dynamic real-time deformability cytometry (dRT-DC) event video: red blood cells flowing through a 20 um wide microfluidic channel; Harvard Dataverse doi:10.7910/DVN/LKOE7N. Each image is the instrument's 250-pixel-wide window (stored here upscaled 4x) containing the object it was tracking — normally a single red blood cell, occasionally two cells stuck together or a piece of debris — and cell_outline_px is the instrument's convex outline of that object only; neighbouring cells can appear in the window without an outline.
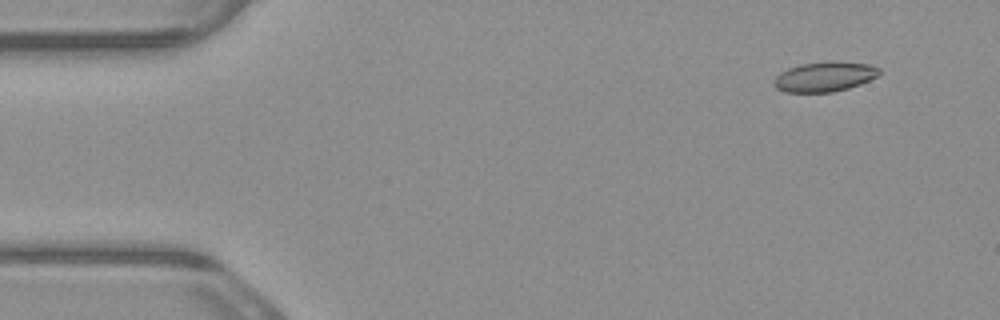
{"species": "common noctule bat (a hibernating species)", "species_latin": "Nyctalus noctula", "temperature_condition": "warm", "stored_images_in_passage": 5, "camera_frame_rate_fps": 3000, "um_per_image_px": 0.085, "animal": {"sex": "male", "body_mass_g": 23.1, "forearm_length_mm": 52.7}, "frame": {"image": 1, "passage_image": 2, "time_ms": 0.333, "image_size_px": [1000, 320], "cell_outline_px": [[880, 72], [876, 76], [860, 84], [848, 88], [832, 92], [784, 92], [776, 88], [772, 84], [772, 80], [780, 72], [788, 68], [800, 64], [868, 64], [880, 68]], "centroid_in_image_um": [70.0, 6.57], "position_along_channel_um": 15.0, "area_um2": 17.51}}
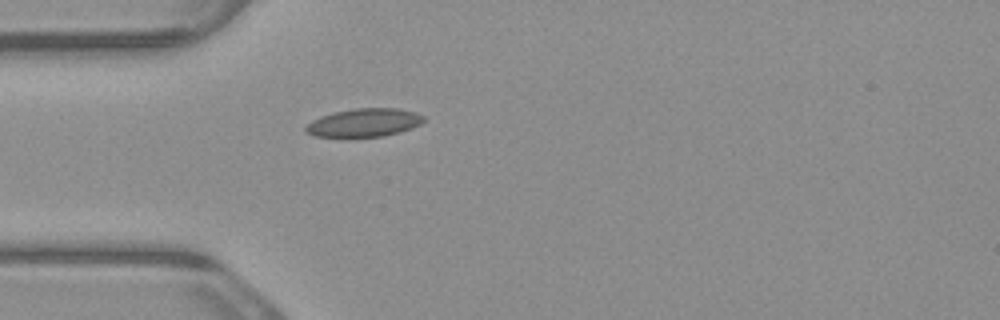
{"frame": {"image": 2, "passage_image": 5, "time_ms": 1.333, "image_size_px": [1000, 320], "cell_outline_px": [[424, 120], [420, 124], [412, 128], [400, 132], [384, 136], [316, 136], [304, 132], [304, 128], [312, 120], [320, 116], [332, 112], [352, 108], [400, 108], [416, 112], [424, 116]], "centroid_in_image_um": [30.96, 10.4], "position_along_channel_um": 54.0, "area_um2": 19.48}}